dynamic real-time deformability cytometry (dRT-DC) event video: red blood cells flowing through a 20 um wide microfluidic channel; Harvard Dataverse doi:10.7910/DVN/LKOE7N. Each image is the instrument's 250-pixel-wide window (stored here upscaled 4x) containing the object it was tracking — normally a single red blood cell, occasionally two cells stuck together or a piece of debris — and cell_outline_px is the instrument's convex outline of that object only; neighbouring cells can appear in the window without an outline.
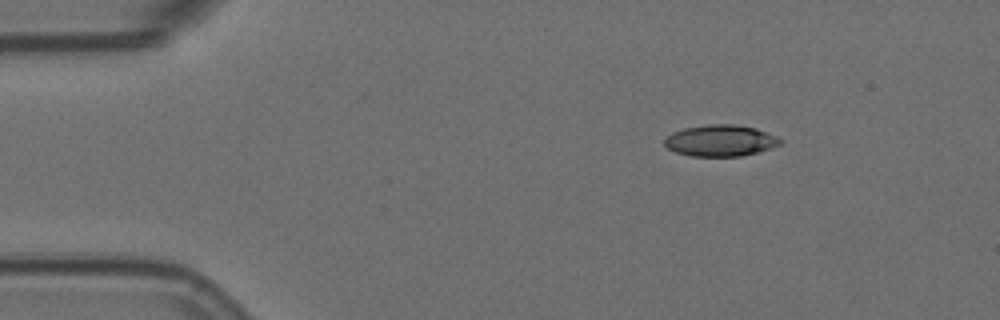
{"species": "Egyptian fruit bat (a non-hibernating species)", "species_latin": "Rousettus aegyptiacus", "temperature_condition": "room temperature", "stored_images_in_passage": 5, "camera_frame_rate_fps": 3000, "um_per_image_px": 0.085, "animal": {"sex": "female"}, "frame": {"image": 1, "passage_image": 5, "time_ms": 1.333, "image_size_px": [1000, 320], "cell_outline_px": [[784, 140], [780, 144], [772, 148], [740, 156], [692, 156], [676, 152], [668, 148], [664, 144], [664, 140], [672, 132], [684, 128], [708, 124], [736, 124], [756, 128], [776, 136]], "centroid_in_image_um": [61.25, 11.94], "position_along_channel_um": 23.7, "area_um2": 21.15}}